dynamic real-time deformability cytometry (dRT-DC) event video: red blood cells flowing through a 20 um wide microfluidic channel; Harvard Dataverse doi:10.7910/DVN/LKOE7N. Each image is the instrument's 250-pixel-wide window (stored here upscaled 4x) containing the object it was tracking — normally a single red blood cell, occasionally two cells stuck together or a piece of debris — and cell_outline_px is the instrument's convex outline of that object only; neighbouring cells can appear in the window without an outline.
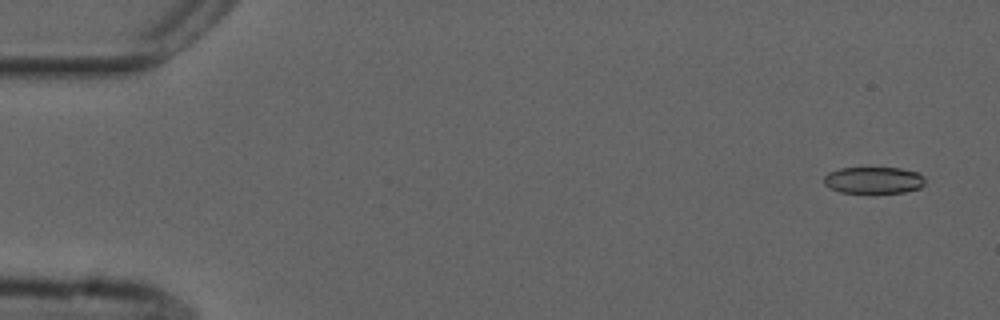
{"species": "common noctule bat (a hibernating species)", "species_latin": "Nyctalus noctula", "temperature_condition": "cold", "stored_images_in_passage": 55, "camera_frame_rate_fps": 3000, "um_per_image_px": 0.085, "animal": {"sex": "male", "forearm_length_mm": 52.5}, "frame": {"image": 1, "passage_image": 3, "time_ms": 0.667, "image_size_px": [1000, 320], "cell_outline_px": [[924, 184], [920, 188], [904, 192], [876, 196], [872, 196], [840, 192], [828, 188], [824, 184], [824, 176], [828, 172], [840, 168], [900, 168], [916, 172], [924, 176]], "centroid_in_image_um": [74.23, 15.38], "position_along_channel_um": 10.8, "area_um2": 16.65}}
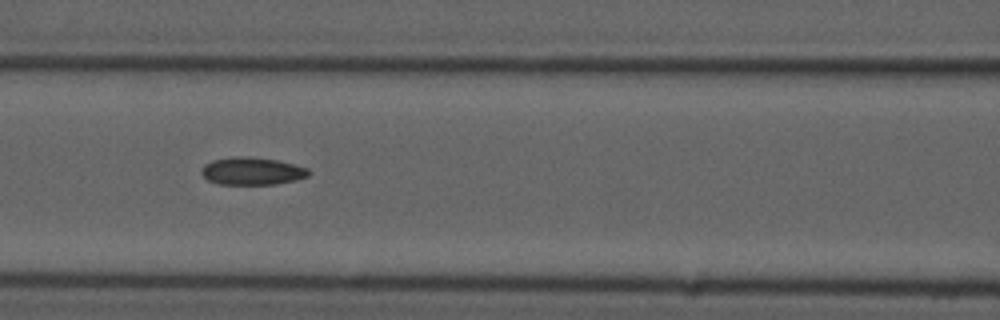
{"frame": {"image": 2, "passage_image": 24, "time_ms": 7.667, "image_size_px": [1000, 320], "cell_outline_px": [[312, 172], [308, 176], [296, 180], [276, 184], [220, 184], [208, 180], [200, 172], [204, 164], [212, 160], [232, 156], [248, 156], [276, 160], [308, 168]], "centroid_in_image_um": [21.42, 14.54], "position_along_channel_um": 145.2, "area_um2": 17.28}}
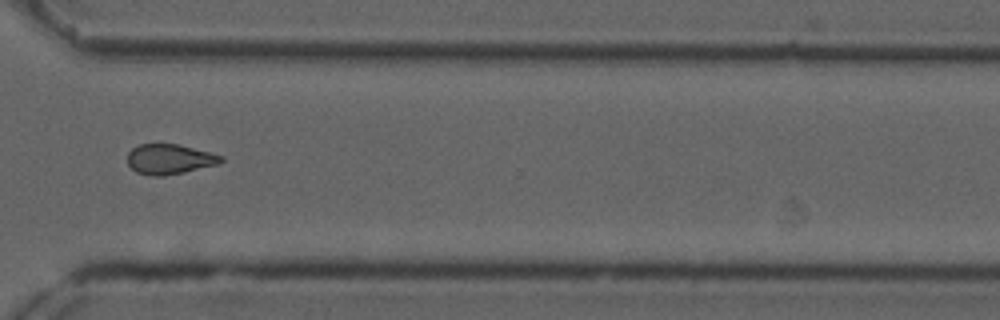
{"frame": {"image": 3, "passage_image": 41, "time_ms": 13.333, "image_size_px": [1000, 320], "cell_outline_px": [[224, 160], [220, 164], [184, 172], [164, 176], [148, 176], [136, 172], [128, 164], [128, 152], [132, 148], [140, 144], [176, 144], [224, 156]], "centroid_in_image_um": [14.41, 13.54], "position_along_channel_um": 356.2, "area_um2": 16.42}, "authors_computed_cell_mechanics": {"area_um2": 16.9354, "velocity_mm_per_s": 3.7298, "shape_relaxation_time_tau1_ms": null, "shape_relaxation_time_tau2_ms": 5.7338, "deformation_change_tau1": null, "deformation_change_tau2": 0.1311}}